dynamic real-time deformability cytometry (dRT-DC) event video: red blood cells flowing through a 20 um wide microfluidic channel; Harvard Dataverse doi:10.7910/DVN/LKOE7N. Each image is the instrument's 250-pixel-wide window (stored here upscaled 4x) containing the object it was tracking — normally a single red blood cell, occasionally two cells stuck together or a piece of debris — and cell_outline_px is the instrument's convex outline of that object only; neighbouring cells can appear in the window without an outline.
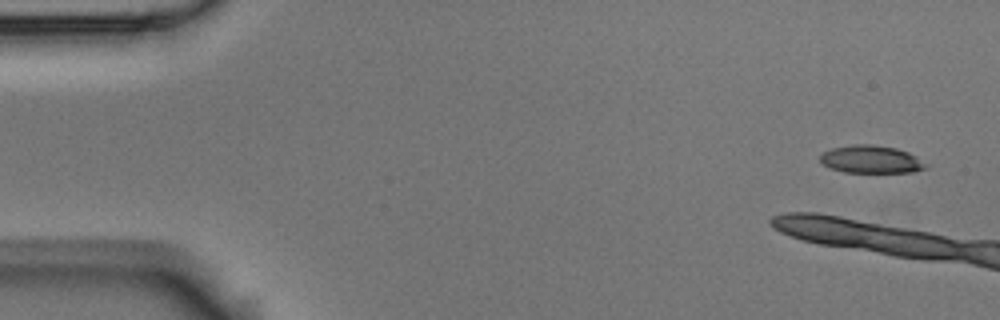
{"species": "Egyptian fruit bat (a non-hibernating species)", "species_latin": "Rousettus aegyptiacus", "temperature_condition": "room temperature", "stored_images_in_passage": 16, "camera_frame_rate_fps": 3000, "um_per_image_px": 0.085, "animal": {"sex": "male"}, "frame": {"image": 1, "passage_image": 1, "time_ms": 0.0, "image_size_px": [1000, 320], "cell_outline_px": [[928, 168], [912, 172], [844, 172], [828, 168], [820, 160], [820, 156], [824, 152], [832, 148], [856, 144], [868, 144], [896, 148], [908, 152], [916, 156], [928, 164]], "centroid_in_image_um": [74.07, 13.55], "position_along_channel_um": 10.9, "area_um2": 17.05}}